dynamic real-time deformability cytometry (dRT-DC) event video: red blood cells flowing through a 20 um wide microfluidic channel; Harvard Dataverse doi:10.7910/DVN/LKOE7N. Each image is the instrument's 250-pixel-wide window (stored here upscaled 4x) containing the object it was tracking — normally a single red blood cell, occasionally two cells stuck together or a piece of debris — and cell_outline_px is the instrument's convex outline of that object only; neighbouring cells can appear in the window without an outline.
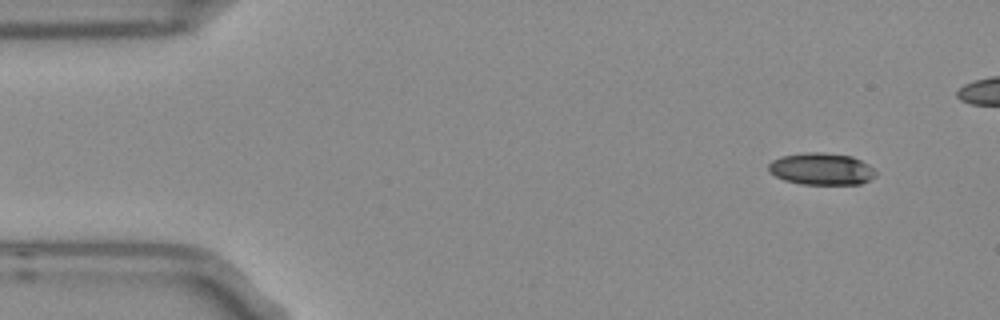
{"species": "Egyptian fruit bat (a non-hibernating species)", "species_latin": "Rousettus aegyptiacus", "temperature_condition": "room temperature", "stored_images_in_passage": 3, "camera_frame_rate_fps": 3000, "um_per_image_px": 0.085, "frame": {"image": 1, "passage_image": 1, "time_ms": 0.0, "image_size_px": [1000, 320], "cell_outline_px": [[876, 176], [860, 184], [800, 184], [784, 180], [768, 172], [768, 164], [772, 160], [780, 156], [804, 152], [824, 152], [852, 156], [868, 164], [876, 172]], "centroid_in_image_um": [69.79, 14.35], "position_along_channel_um": 15.2, "area_um2": 20.11}}